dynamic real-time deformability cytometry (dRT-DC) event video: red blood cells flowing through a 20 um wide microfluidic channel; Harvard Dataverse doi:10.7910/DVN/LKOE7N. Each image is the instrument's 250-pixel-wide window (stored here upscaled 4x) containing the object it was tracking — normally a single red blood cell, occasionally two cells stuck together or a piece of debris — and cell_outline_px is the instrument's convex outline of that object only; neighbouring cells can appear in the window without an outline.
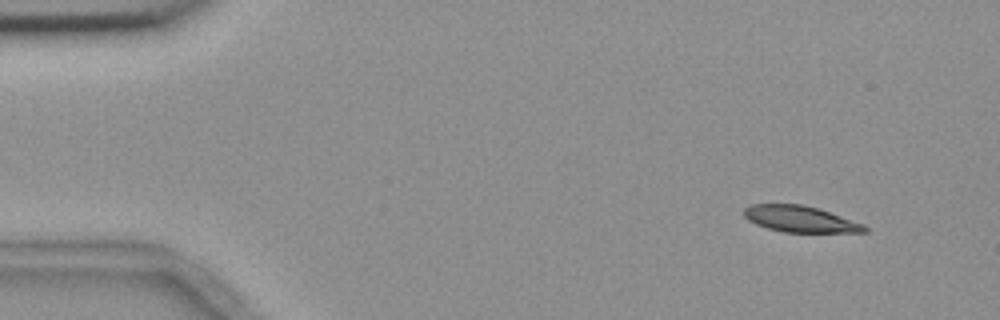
{"species": "common noctule bat (a hibernating species)", "species_latin": "Nyctalus noctula", "temperature_condition": "room temperature", "stored_images_in_passage": 53, "camera_frame_rate_fps": 3000, "um_per_image_px": 0.085, "animal": {"sex": "female", "body_mass_g": 18.4}, "frame": {"image": 1, "passage_image": 2, "time_ms": 0.333, "image_size_px": [1000, 320], "cell_outline_px": [[868, 232], [784, 232], [768, 228], [756, 224], [748, 220], [744, 216], [744, 208], [752, 204], [804, 204], [820, 208], [864, 224], [868, 228]], "centroid_in_image_um": [68.04, 18.61], "position_along_channel_um": 17.0, "area_um2": 18.55}}
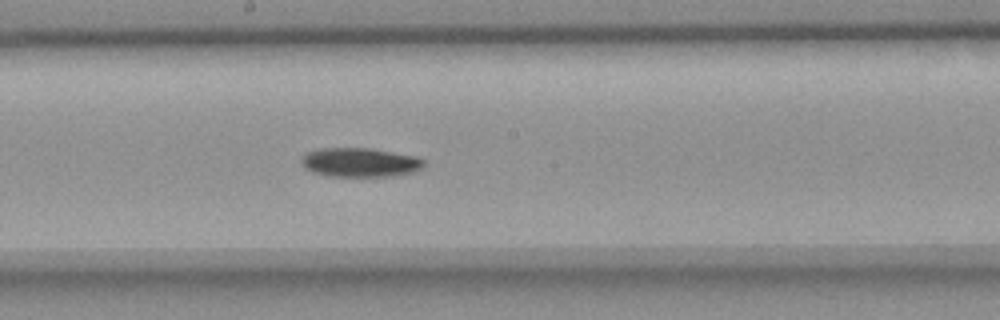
{"frame": {"image": 2, "passage_image": 27, "time_ms": 8.667, "image_size_px": [1000, 320], "cell_outline_px": [[424, 168], [412, 172], [392, 176], [328, 176], [312, 172], [304, 168], [300, 164], [300, 160], [304, 152], [320, 148], [372, 148], [416, 156], [424, 160]], "centroid_in_image_um": [30.56, 13.79], "position_along_channel_um": 217.6, "area_um2": 21.1}}
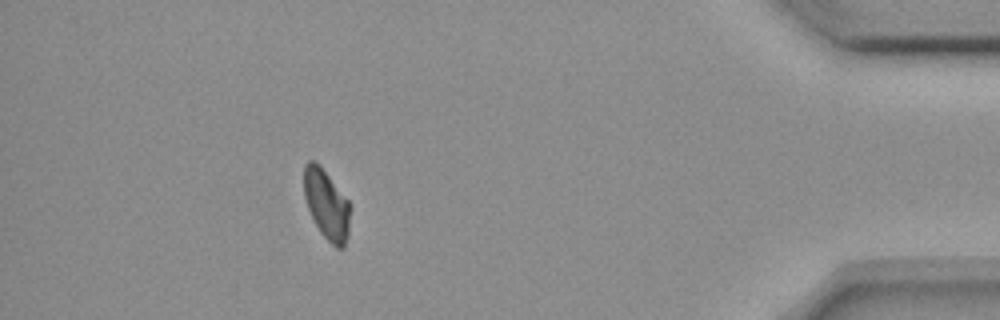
{"frame": {"image": 3, "passage_image": 47, "time_ms": 15.333, "image_size_px": [1000, 320], "cell_outline_px": [[352, 208], [348, 236], [344, 248], [336, 248], [320, 232], [308, 208], [304, 196], [304, 164], [308, 160], [316, 160], [320, 164], [348, 200]], "centroid_in_image_um": [27.78, 17.36], "position_along_channel_um": 407.4, "area_um2": 19.07}, "authors_computed_cell_mechanics": {"area_um2": 20.1144, "velocity_mm_per_s": 3.6293, "shape_relaxation_time_tau1_ms": 7.2751, "shape_relaxation_time_tau2_ms": null, "deformation_change_tau1": 0.1297, "deformation_change_tau2": null}}